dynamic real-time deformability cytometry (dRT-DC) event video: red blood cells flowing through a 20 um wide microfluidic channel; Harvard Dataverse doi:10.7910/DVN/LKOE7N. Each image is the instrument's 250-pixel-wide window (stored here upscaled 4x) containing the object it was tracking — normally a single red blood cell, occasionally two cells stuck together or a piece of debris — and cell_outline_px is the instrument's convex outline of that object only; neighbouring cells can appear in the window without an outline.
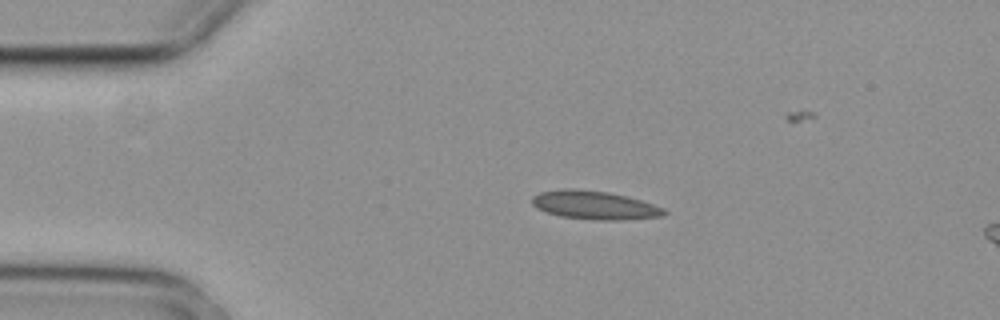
{"species": "common noctule bat (a hibernating species)", "species_latin": "Nyctalus noctula", "temperature_condition": "cold", "stored_images_in_passage": 4, "camera_frame_rate_fps": 3000, "um_per_image_px": 0.085, "animal": {"sex": "female", "body_mass_g": 29.2, "forearm_length_mm": 56.3}, "frame": {"image": 1, "passage_image": 2, "time_ms": 0.333, "image_size_px": [1000, 320], "cell_outline_px": [[668, 212], [664, 216], [620, 220], [596, 220], [560, 216], [536, 208], [532, 204], [532, 196], [540, 192], [564, 188], [572, 188], [608, 192], [640, 200], [664, 208]], "centroid_in_image_um": [50.52, 17.44], "position_along_channel_um": 34.5, "area_um2": 21.85}}